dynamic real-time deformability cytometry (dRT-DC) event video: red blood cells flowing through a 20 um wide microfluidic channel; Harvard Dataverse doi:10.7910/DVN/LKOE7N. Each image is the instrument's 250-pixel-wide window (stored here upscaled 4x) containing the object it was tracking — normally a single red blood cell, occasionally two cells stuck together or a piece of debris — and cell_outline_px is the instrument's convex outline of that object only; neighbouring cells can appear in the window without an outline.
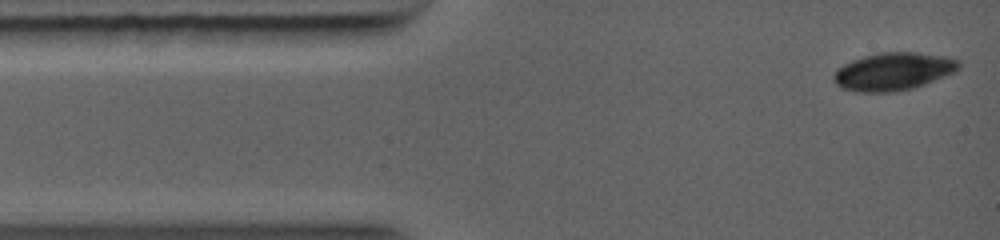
{"species": "common noctule bat (a hibernating species)", "species_latin": "Nyctalus noctula", "temperature_condition": "warm", "stored_images_in_passage": 3, "camera_frame_rate_fps": 5000, "um_per_image_px": 0.085, "animal": {"sex": "female", "body_mass_g": 19.0, "forearm_length_mm": 56.7}, "frame": {"image": 1, "passage_image": 1, "time_ms": 0.0, "image_size_px": [1000, 240], "cell_outline_px": [[960, 68], [952, 72], [924, 84], [912, 88], [896, 92], [856, 92], [840, 88], [836, 84], [832, 76], [844, 64], [852, 60], [864, 56], [884, 52], [916, 52], [944, 56], [960, 60]], "centroid_in_image_um": [75.91, 6.08], "position_along_channel_um": 9.1, "area_um2": 27.34}}